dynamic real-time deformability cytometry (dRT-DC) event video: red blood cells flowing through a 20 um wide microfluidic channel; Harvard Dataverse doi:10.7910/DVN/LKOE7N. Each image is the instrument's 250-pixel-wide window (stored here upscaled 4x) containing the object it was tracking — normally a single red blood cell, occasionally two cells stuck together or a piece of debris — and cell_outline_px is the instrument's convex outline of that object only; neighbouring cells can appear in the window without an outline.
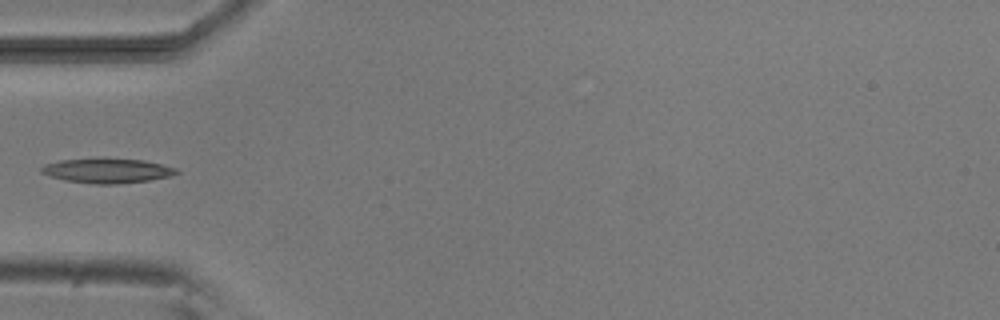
{"species": "common noctule bat (a hibernating species)", "species_latin": "Nyctalus noctula", "temperature_condition": "room temperature", "stored_images_in_passage": 5, "camera_frame_rate_fps": 3000, "um_per_image_px": 0.085, "animal": {"sex": "male", "body_mass_g": 20.5, "forearm_length_mm": 52.5}, "frame": {"image": 1, "passage_image": 5, "time_ms": 4.667, "image_size_px": [1000, 320], "cell_outline_px": [[180, 172], [172, 176], [148, 180], [116, 184], [92, 184], [64, 180], [40, 172], [40, 168], [44, 164], [60, 160], [144, 160], [176, 168]], "centroid_in_image_um": [9.12, 14.54], "position_along_channel_um": 75.9, "area_um2": 18.79}}